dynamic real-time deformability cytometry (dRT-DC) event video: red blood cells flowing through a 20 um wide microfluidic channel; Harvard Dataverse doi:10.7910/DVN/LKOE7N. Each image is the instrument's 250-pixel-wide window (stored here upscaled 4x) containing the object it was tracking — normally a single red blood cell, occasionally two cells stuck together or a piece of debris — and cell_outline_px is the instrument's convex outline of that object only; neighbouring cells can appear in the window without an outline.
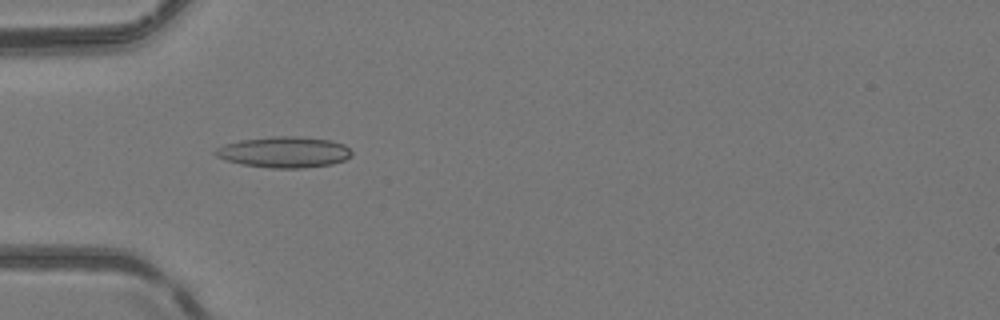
{"species": "common noctule bat (a hibernating species)", "species_latin": "Nyctalus noctula", "temperature_condition": "room temperature", "stored_images_in_passage": 51, "camera_frame_rate_fps": 3000, "um_per_image_px": 0.085, "animal": {"sex": "female", "body_mass_g": 24.6, "forearm_length_mm": 56.2}, "frame": {"image": 1, "passage_image": 17, "time_ms": 5.333, "image_size_px": [1000, 320], "cell_outline_px": [[352, 156], [344, 160], [332, 164], [304, 168], [272, 168], [240, 164], [216, 156], [212, 152], [216, 148], [224, 144], [240, 140], [272, 136], [300, 136], [332, 140], [344, 144], [352, 152]], "centroid_in_image_um": [24.16, 12.92], "position_along_channel_um": 60.8, "area_um2": 24.8}}
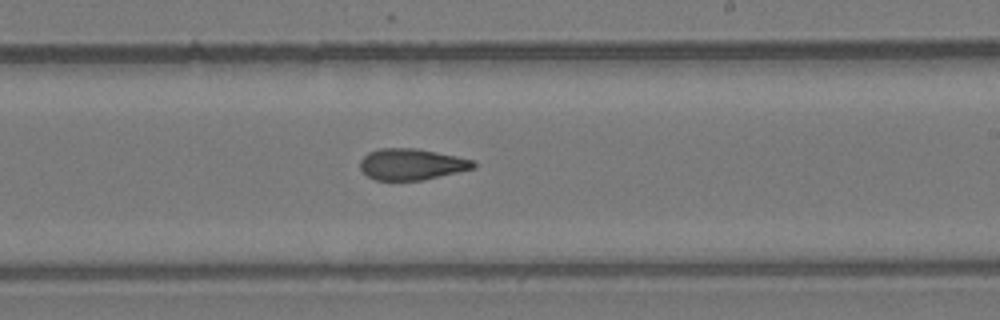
{"frame": {"image": 2, "passage_image": 31, "time_ms": 10.0, "image_size_px": [1000, 320], "cell_outline_px": [[476, 168], [420, 180], [376, 180], [368, 176], [360, 168], [360, 160], [368, 152], [380, 148], [416, 148], [476, 160]], "centroid_in_image_um": [34.99, 13.95], "position_along_channel_um": 254.0, "area_um2": 20.58}}
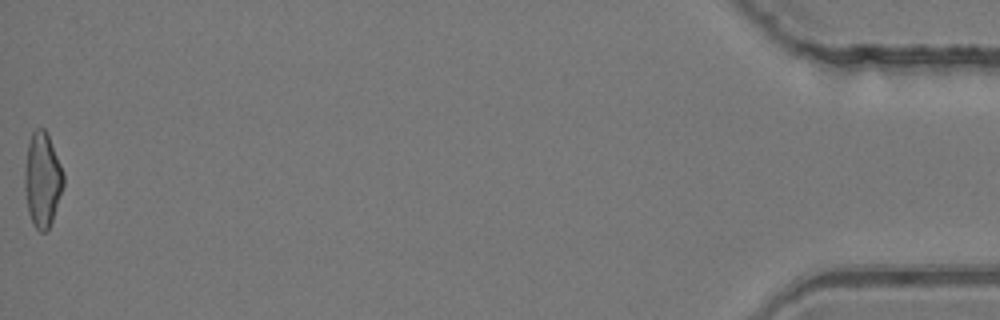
{"frame": {"image": 3, "passage_image": 51, "time_ms": 16.667, "image_size_px": [1000, 320], "cell_outline_px": [[64, 184], [52, 220], [48, 228], [44, 232], [40, 232], [32, 224], [28, 212], [24, 188], [24, 172], [28, 144], [32, 132], [36, 128], [44, 128], [48, 136], [64, 172]], "centroid_in_image_um": [3.59, 15.29], "position_along_channel_um": 431.6, "area_um2": 21.27}, "authors_computed_cell_mechanics": {"area_um2": 21.386, "velocity_mm_per_s": 4.2155, "shape_relaxation_time_tau1_ms": null, "shape_relaxation_time_tau2_ms": 3.0012, "deformation_change_tau1": null, "deformation_change_tau2": 0.1181}}